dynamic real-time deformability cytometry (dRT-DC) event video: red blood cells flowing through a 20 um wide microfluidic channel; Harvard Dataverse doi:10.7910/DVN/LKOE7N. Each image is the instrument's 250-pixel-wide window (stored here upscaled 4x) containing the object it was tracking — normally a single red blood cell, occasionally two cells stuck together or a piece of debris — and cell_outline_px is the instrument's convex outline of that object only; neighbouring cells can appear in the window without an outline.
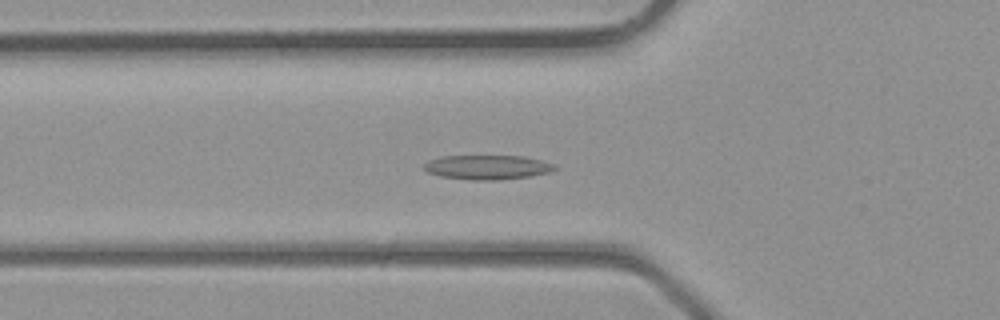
{"species": "common noctule bat (a hibernating species)", "species_latin": "Nyctalus noctula", "temperature_condition": "room temperature", "stored_images_in_passage": 34, "camera_frame_rate_fps": 3000, "um_per_image_px": 0.085, "animal": {"sex": "male", "body_mass_g": 23.1, "forearm_length_mm": 52.7}, "frame": {"image": 1, "passage_image": 9, "time_ms": 2.667, "image_size_px": [1000, 320], "cell_outline_px": [[556, 168], [552, 172], [528, 176], [496, 180], [472, 180], [440, 176], [428, 172], [424, 168], [424, 164], [428, 160], [440, 156], [524, 156], [540, 160], [552, 164]], "centroid_in_image_um": [41.39, 14.21], "position_along_channel_um": 84.4, "area_um2": 18.44}}
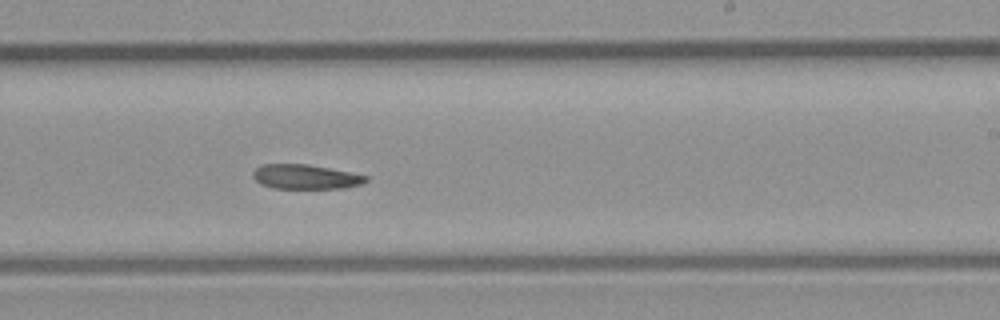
{"frame": {"image": 2, "passage_image": 19, "time_ms": 6.0, "image_size_px": [1000, 320], "cell_outline_px": [[368, 180], [360, 184], [344, 188], [272, 188], [260, 184], [252, 176], [252, 172], [260, 164], [308, 164], [352, 172], [368, 176]], "centroid_in_image_um": [25.95, 15.02], "position_along_channel_um": 263.0, "area_um2": 16.24}}
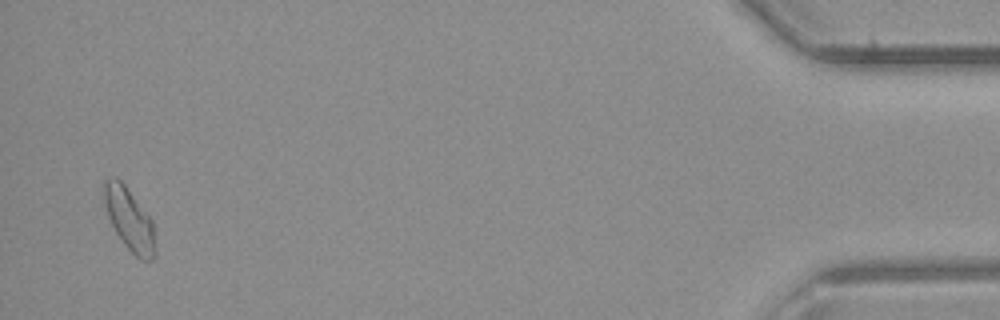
{"frame": {"image": 3, "passage_image": 33, "time_ms": 10.667, "image_size_px": [1000, 320], "cell_outline_px": [[156, 252], [152, 260], [140, 260], [124, 244], [116, 232], [108, 216], [104, 204], [100, 188], [104, 180], [108, 176], [116, 176], [124, 184], [152, 220]], "centroid_in_image_um": [10.94, 18.58], "position_along_channel_um": 424.3, "area_um2": 18.79}}